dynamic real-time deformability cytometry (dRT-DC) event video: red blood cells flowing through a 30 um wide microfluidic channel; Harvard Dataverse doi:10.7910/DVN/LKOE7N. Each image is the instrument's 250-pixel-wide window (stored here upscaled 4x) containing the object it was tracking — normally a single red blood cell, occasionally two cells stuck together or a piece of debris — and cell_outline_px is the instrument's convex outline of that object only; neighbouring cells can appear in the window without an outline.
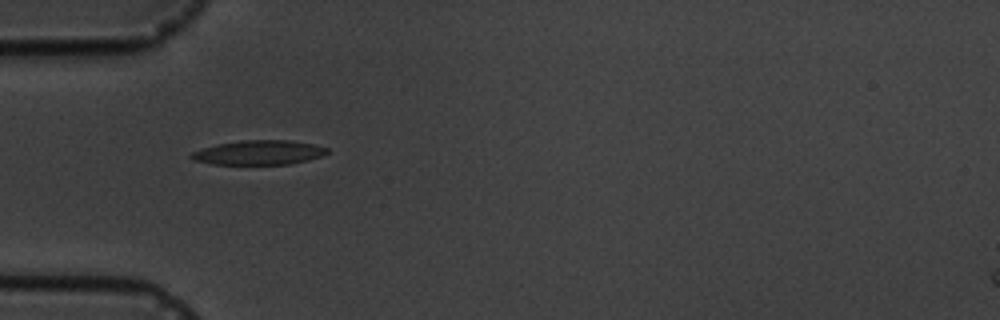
{"species": "common noctule bat (a hibernating species)", "species_latin": "Nyctalus noctula", "temperature_condition": "cold", "stored_images_in_passage": 6, "camera_frame_rate_fps": 3000, "um_per_image_px": 0.085, "animal": {"sex": "male", "body_mass_g": 19.5, "forearm_length_mm": 54.6}, "frame": {"image": 1, "passage_image": 1, "time_ms": 0.0, "image_size_px": [1000, 320], "cell_outline_px": [[328, 152], [320, 156], [308, 160], [288, 164], [212, 164], [192, 160], [188, 156], [192, 152], [216, 144], [240, 140], [292, 140], [312, 144], [328, 148]], "centroid_in_image_um": [21.97, 12.96], "position_along_channel_um": 63.0, "area_um2": 19.31}}
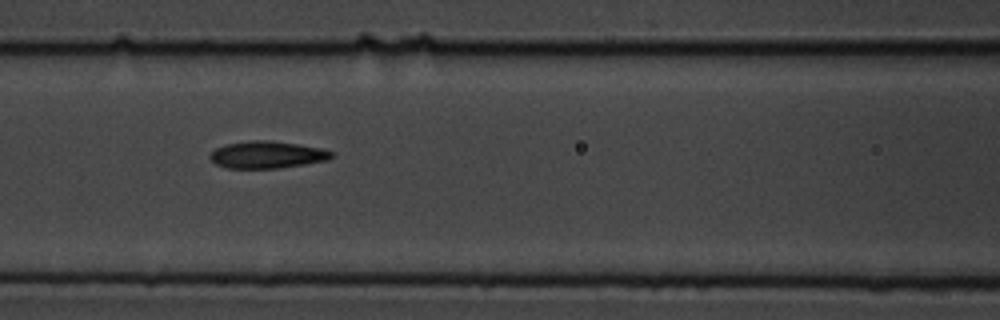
{"frame": {"image": 2, "passage_image": 3, "time_ms": 2.333, "image_size_px": [1000, 320], "cell_outline_px": [[336, 152], [328, 160], [304, 164], [276, 168], [228, 168], [216, 164], [208, 156], [216, 148], [228, 144], [252, 140], [272, 140], [324, 148]], "centroid_in_image_um": [22.75, 13.14], "position_along_channel_um": 143.8, "area_um2": 19.19}}
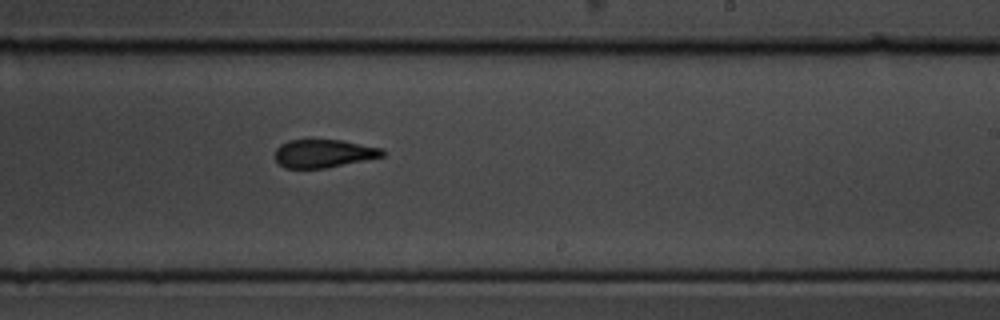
{"frame": {"image": 3, "passage_image": 6, "time_ms": 5.667, "image_size_px": [1000, 320], "cell_outline_px": [[384, 156], [324, 168], [284, 168], [276, 160], [276, 148], [280, 144], [288, 140], [340, 140], [384, 148]], "centroid_in_image_um": [27.5, 13.04], "position_along_channel_um": 261.5, "area_um2": 17.46}}